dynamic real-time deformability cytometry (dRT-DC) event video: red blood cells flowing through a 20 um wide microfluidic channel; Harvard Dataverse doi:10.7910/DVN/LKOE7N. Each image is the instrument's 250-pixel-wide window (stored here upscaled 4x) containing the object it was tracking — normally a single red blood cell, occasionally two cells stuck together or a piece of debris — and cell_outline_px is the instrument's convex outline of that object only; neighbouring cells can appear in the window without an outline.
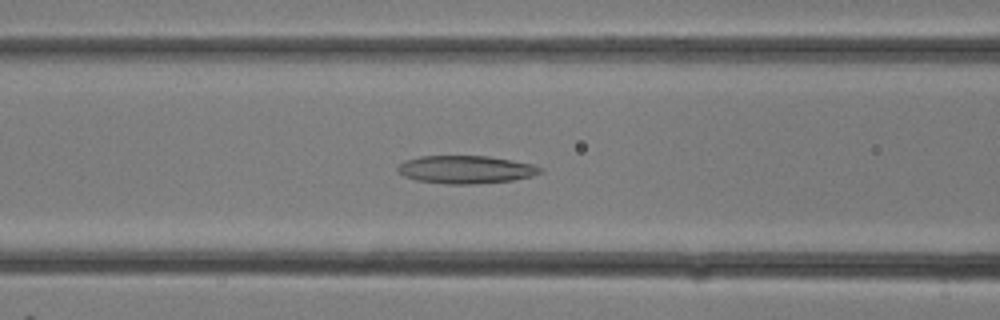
{"species": "common noctule bat (a hibernating species)", "species_latin": "Nyctalus noctula", "temperature_condition": "room temperature", "stored_images_in_passage": 12, "camera_frame_rate_fps": 3000, "um_per_image_px": 0.085, "animal": {"sex": "female"}, "frame": {"image": 1, "passage_image": 10, "time_ms": 3.0, "image_size_px": [1000, 320], "cell_outline_px": [[544, 172], [532, 176], [512, 180], [472, 184], [448, 184], [416, 180], [404, 176], [396, 168], [404, 160], [420, 156], [488, 156], [512, 160], [532, 164], [544, 168]], "centroid_in_image_um": [39.61, 14.4], "position_along_channel_um": 127.0, "area_um2": 23.18}}
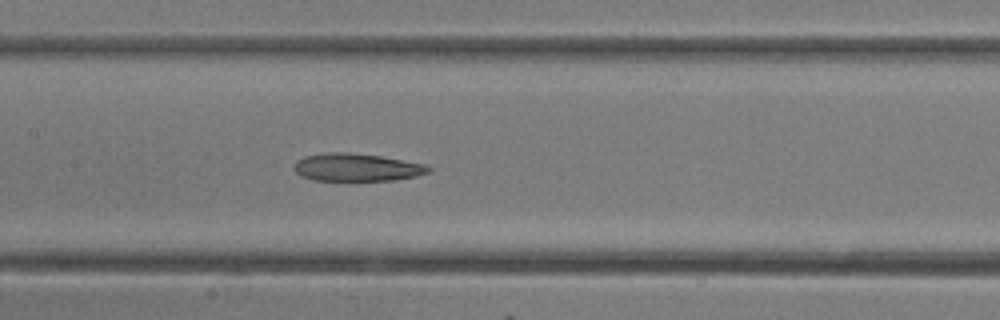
{"frame": {"image": 2, "passage_image": 12, "time_ms": 3.667, "image_size_px": [1000, 320], "cell_outline_px": [[432, 168], [428, 172], [416, 176], [396, 180], [312, 180], [300, 176], [292, 168], [296, 160], [304, 156], [324, 152], [348, 152], [380, 156], [424, 164]], "centroid_in_image_um": [30.26, 14.22], "position_along_channel_um": 177.1, "area_um2": 21.79}}